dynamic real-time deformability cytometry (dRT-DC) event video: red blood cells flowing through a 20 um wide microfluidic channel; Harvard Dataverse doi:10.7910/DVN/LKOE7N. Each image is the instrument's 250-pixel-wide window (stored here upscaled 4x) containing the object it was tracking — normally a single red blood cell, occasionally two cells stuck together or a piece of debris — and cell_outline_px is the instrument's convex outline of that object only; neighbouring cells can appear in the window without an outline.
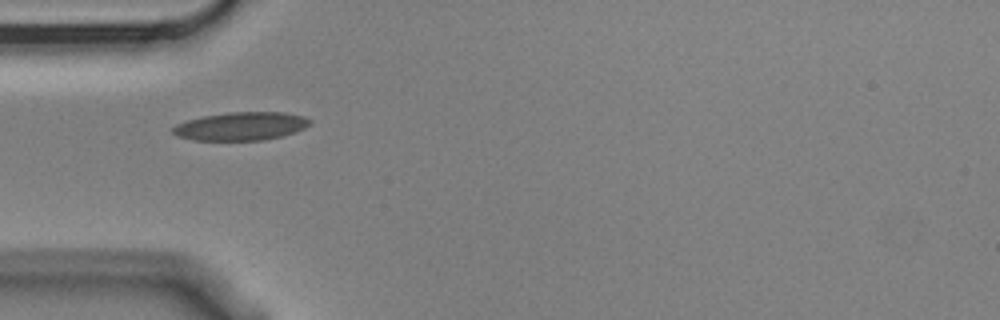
{"species": "Egyptian fruit bat (a non-hibernating species)", "species_latin": "Rousettus aegyptiacus", "temperature_condition": "cold", "stored_images_in_passage": 2, "camera_frame_rate_fps": 3000, "um_per_image_px": 0.085, "animal": {"sex": "male"}, "frame": {"image": 1, "passage_image": 1, "time_ms": 0.0, "image_size_px": [1000, 320], "cell_outline_px": [[312, 124], [296, 132], [264, 140], [192, 140], [176, 136], [172, 132], [172, 128], [176, 124], [188, 120], [204, 116], [228, 112], [284, 112], [304, 116], [312, 120]], "centroid_in_image_um": [20.5, 10.72], "position_along_channel_um": 64.5, "area_um2": 22.66}}
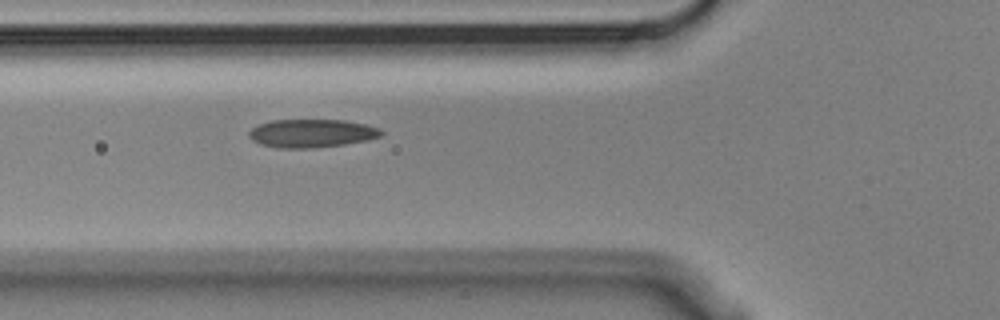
{"frame": {"image": 2, "passage_image": 2, "time_ms": 0.333, "image_size_px": [1000, 320], "cell_outline_px": [[384, 132], [380, 136], [368, 140], [344, 144], [312, 148], [276, 148], [260, 144], [252, 140], [248, 136], [248, 132], [252, 128], [260, 124], [272, 120], [344, 120], [364, 124], [380, 128]], "centroid_in_image_um": [26.48, 11.33], "position_along_channel_um": 99.3, "area_um2": 21.79}}